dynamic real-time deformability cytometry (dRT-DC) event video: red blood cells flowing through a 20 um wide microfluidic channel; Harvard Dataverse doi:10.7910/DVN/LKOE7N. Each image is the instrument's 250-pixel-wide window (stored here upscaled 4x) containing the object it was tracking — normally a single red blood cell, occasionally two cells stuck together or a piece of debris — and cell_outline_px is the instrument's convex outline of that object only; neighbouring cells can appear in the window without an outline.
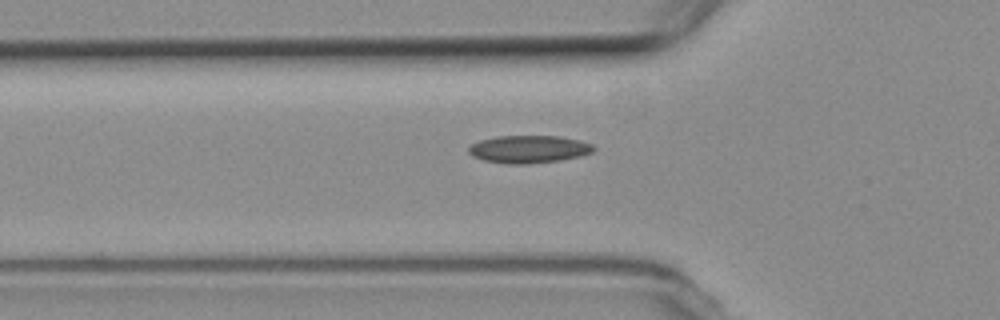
{"species": "common noctule bat (a hibernating species)", "species_latin": "Nyctalus noctula", "temperature_condition": "room temperature", "stored_images_in_passage": 4, "camera_frame_rate_fps": 3000, "um_per_image_px": 0.085, "animal": {"sex": "female", "body_mass_g": 19.3, "forearm_length_mm": 54.1}, "frame": {"image": 1, "passage_image": 3, "time_ms": 3.0, "image_size_px": [1000, 320], "cell_outline_px": [[596, 148], [592, 152], [580, 156], [560, 160], [524, 164], [508, 164], [484, 160], [472, 156], [468, 152], [468, 148], [472, 144], [480, 140], [496, 136], [560, 136], [580, 140], [592, 144]], "centroid_in_image_um": [44.95, 12.67], "position_along_channel_um": 80.9, "area_um2": 20.11}}
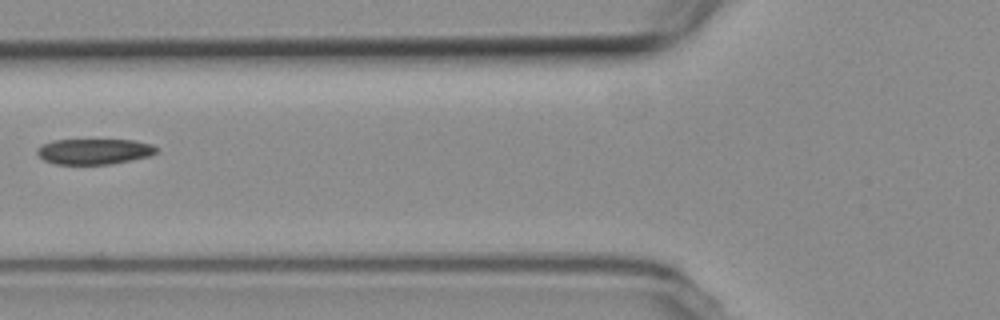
{"frame": {"image": 2, "passage_image": 4, "time_ms": 4.0, "image_size_px": [1000, 320], "cell_outline_px": [[156, 152], [148, 156], [108, 164], [56, 164], [44, 160], [36, 152], [36, 148], [52, 140], [132, 140], [152, 144], [156, 148]], "centroid_in_image_um": [7.96, 12.87], "position_along_channel_um": 117.8, "area_um2": 17.51}}